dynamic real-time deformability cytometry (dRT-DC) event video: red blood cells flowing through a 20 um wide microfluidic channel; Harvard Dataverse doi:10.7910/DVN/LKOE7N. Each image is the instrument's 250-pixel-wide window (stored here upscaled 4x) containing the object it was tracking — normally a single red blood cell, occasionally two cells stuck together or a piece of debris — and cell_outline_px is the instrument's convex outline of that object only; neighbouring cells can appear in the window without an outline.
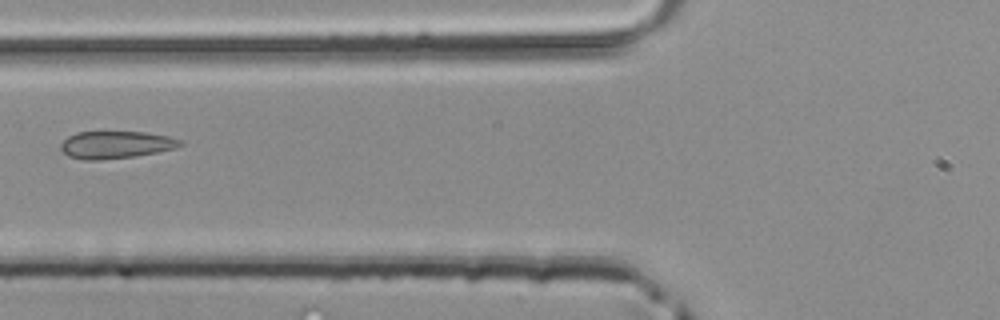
{"species": "common noctule bat (a hibernating species)", "species_latin": "Nyctalus noctula", "temperature_condition": "room temperature", "stored_images_in_passage": 2, "camera_frame_rate_fps": 3000, "um_per_image_px": 0.085, "animal": {"sex": "male", "body_mass_g": 20.4}, "frame": {"image": 1, "passage_image": 2, "time_ms": 0.333, "image_size_px": [1000, 320], "cell_outline_px": [[184, 144], [172, 148], [156, 152], [132, 156], [100, 160], [84, 160], [68, 156], [60, 148], [60, 144], [68, 136], [76, 132], [144, 132], [168, 136], [180, 140]], "centroid_in_image_um": [9.79, 12.3], "position_along_channel_um": 116.0, "area_um2": 18.79}}